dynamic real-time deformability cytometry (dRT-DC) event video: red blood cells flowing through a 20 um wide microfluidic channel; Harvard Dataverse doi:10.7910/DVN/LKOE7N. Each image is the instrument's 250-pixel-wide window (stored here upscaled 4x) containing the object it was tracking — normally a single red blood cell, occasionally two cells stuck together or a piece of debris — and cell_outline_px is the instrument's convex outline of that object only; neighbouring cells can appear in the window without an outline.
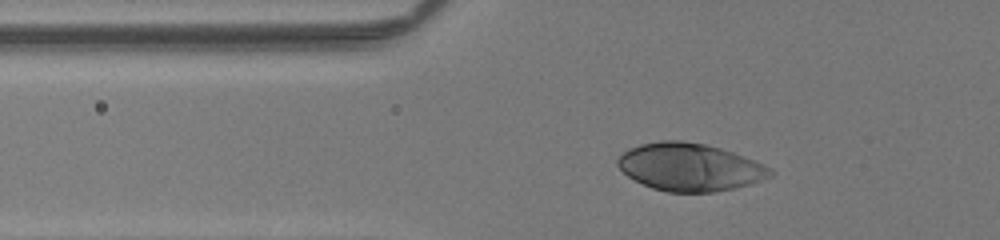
{"species": "human", "species_latin": "Homo sapiens", "temperature_condition": "room temperature", "stored_images_in_passage": 38, "camera_frame_rate_fps": 3000, "um_per_image_px": 0.085, "donor": {"sex": "male"}, "frame": {"image": 1, "passage_image": 12, "time_ms": 3.667, "image_size_px": [1000, 240], "cell_outline_px": [[776, 172], [772, 176], [748, 184], [732, 188], [712, 192], [668, 192], [652, 188], [628, 176], [616, 164], [616, 160], [628, 148], [640, 144], [660, 140], [680, 140], [704, 144], [720, 148], [744, 156], [772, 168]], "centroid_in_image_um": [58.63, 14.19], "position_along_channel_um": 67.2, "area_um2": 42.19}}
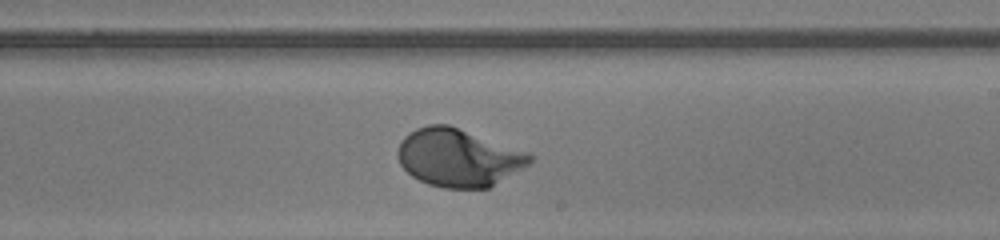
{"frame": {"image": 2, "passage_image": 27, "time_ms": 8.667, "image_size_px": [1000, 240], "cell_outline_px": [[536, 156], [528, 164], [488, 188], [444, 188], [428, 184], [412, 176], [400, 164], [396, 156], [396, 152], [400, 140], [404, 136], [416, 128], [428, 124], [448, 124], [528, 152]], "centroid_in_image_um": [38.92, 13.39], "position_along_channel_um": 250.1, "area_um2": 44.39}}
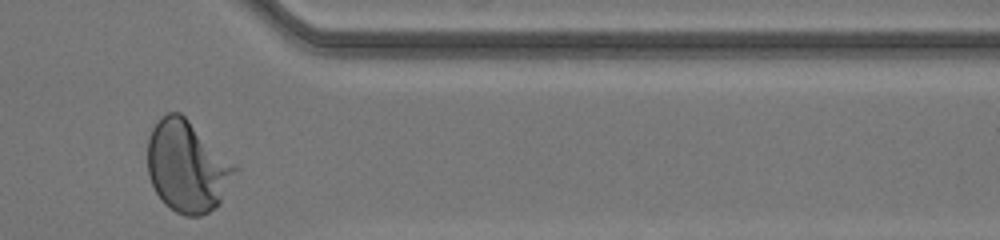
{"frame": {"image": 3, "passage_image": 38, "time_ms": 12.333, "image_size_px": [1000, 240], "cell_outline_px": [[240, 168], [220, 204], [216, 208], [200, 216], [184, 216], [176, 212], [164, 204], [160, 200], [148, 176], [148, 136], [152, 128], [160, 116], [168, 112], [180, 112], [236, 164]], "centroid_in_image_um": [15.93, 14.16], "position_along_channel_um": 395.5, "area_um2": 47.05}, "authors_computed_cell_mechanics": {"area_um2": 44.0725, "velocity_mm_per_s": 4.0318, "shape_relaxation_time_tau1_ms": 2.067, "shape_relaxation_time_tau2_ms": null, "deformation_change_tau1": 0.1619, "deformation_change_tau2": null}}